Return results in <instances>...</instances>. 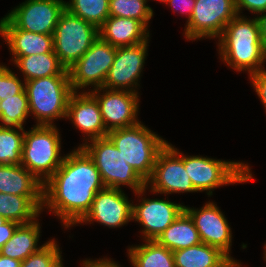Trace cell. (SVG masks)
<instances>
[{
  "label": "cell",
  "mask_w": 266,
  "mask_h": 267,
  "mask_svg": "<svg viewBox=\"0 0 266 267\" xmlns=\"http://www.w3.org/2000/svg\"><path fill=\"white\" fill-rule=\"evenodd\" d=\"M43 210V196L0 193V215L6 220L27 224L38 218Z\"/></svg>",
  "instance_id": "cell-22"
},
{
  "label": "cell",
  "mask_w": 266,
  "mask_h": 267,
  "mask_svg": "<svg viewBox=\"0 0 266 267\" xmlns=\"http://www.w3.org/2000/svg\"><path fill=\"white\" fill-rule=\"evenodd\" d=\"M81 265L82 267H121V265L119 266L116 262L106 257L99 260L86 259L85 261L83 260Z\"/></svg>",
  "instance_id": "cell-38"
},
{
  "label": "cell",
  "mask_w": 266,
  "mask_h": 267,
  "mask_svg": "<svg viewBox=\"0 0 266 267\" xmlns=\"http://www.w3.org/2000/svg\"><path fill=\"white\" fill-rule=\"evenodd\" d=\"M12 56H30L54 51L53 35L38 34L19 28H0Z\"/></svg>",
  "instance_id": "cell-20"
},
{
  "label": "cell",
  "mask_w": 266,
  "mask_h": 267,
  "mask_svg": "<svg viewBox=\"0 0 266 267\" xmlns=\"http://www.w3.org/2000/svg\"><path fill=\"white\" fill-rule=\"evenodd\" d=\"M65 9L99 28L109 17V0H69Z\"/></svg>",
  "instance_id": "cell-29"
},
{
  "label": "cell",
  "mask_w": 266,
  "mask_h": 267,
  "mask_svg": "<svg viewBox=\"0 0 266 267\" xmlns=\"http://www.w3.org/2000/svg\"><path fill=\"white\" fill-rule=\"evenodd\" d=\"M7 220L0 215V222H6Z\"/></svg>",
  "instance_id": "cell-44"
},
{
  "label": "cell",
  "mask_w": 266,
  "mask_h": 267,
  "mask_svg": "<svg viewBox=\"0 0 266 267\" xmlns=\"http://www.w3.org/2000/svg\"><path fill=\"white\" fill-rule=\"evenodd\" d=\"M107 137L145 182L153 174L157 154L167 143L141 121L132 127L108 131Z\"/></svg>",
  "instance_id": "cell-3"
},
{
  "label": "cell",
  "mask_w": 266,
  "mask_h": 267,
  "mask_svg": "<svg viewBox=\"0 0 266 267\" xmlns=\"http://www.w3.org/2000/svg\"><path fill=\"white\" fill-rule=\"evenodd\" d=\"M99 37L112 46L126 47L149 40L148 29L138 20L109 16L98 28Z\"/></svg>",
  "instance_id": "cell-19"
},
{
  "label": "cell",
  "mask_w": 266,
  "mask_h": 267,
  "mask_svg": "<svg viewBox=\"0 0 266 267\" xmlns=\"http://www.w3.org/2000/svg\"><path fill=\"white\" fill-rule=\"evenodd\" d=\"M25 91L36 125H54V119H66L68 101L73 93L69 75L29 80L25 82Z\"/></svg>",
  "instance_id": "cell-6"
},
{
  "label": "cell",
  "mask_w": 266,
  "mask_h": 267,
  "mask_svg": "<svg viewBox=\"0 0 266 267\" xmlns=\"http://www.w3.org/2000/svg\"><path fill=\"white\" fill-rule=\"evenodd\" d=\"M206 203L201 209L184 206V210L192 218L201 241L219 248L227 256H230L229 252L232 246L231 227L217 204L210 201Z\"/></svg>",
  "instance_id": "cell-16"
},
{
  "label": "cell",
  "mask_w": 266,
  "mask_h": 267,
  "mask_svg": "<svg viewBox=\"0 0 266 267\" xmlns=\"http://www.w3.org/2000/svg\"><path fill=\"white\" fill-rule=\"evenodd\" d=\"M24 135V128L0 126V165H21Z\"/></svg>",
  "instance_id": "cell-28"
},
{
  "label": "cell",
  "mask_w": 266,
  "mask_h": 267,
  "mask_svg": "<svg viewBox=\"0 0 266 267\" xmlns=\"http://www.w3.org/2000/svg\"><path fill=\"white\" fill-rule=\"evenodd\" d=\"M105 188L93 160L78 147L43 184V207L55 213L65 228L76 225L89 211L97 192Z\"/></svg>",
  "instance_id": "cell-1"
},
{
  "label": "cell",
  "mask_w": 266,
  "mask_h": 267,
  "mask_svg": "<svg viewBox=\"0 0 266 267\" xmlns=\"http://www.w3.org/2000/svg\"><path fill=\"white\" fill-rule=\"evenodd\" d=\"M85 138L86 142L78 147H81L93 160L104 186L115 189H121V185L129 186L133 193L142 198L149 188L147 183L125 162L112 141L108 137H103L90 140L88 143Z\"/></svg>",
  "instance_id": "cell-5"
},
{
  "label": "cell",
  "mask_w": 266,
  "mask_h": 267,
  "mask_svg": "<svg viewBox=\"0 0 266 267\" xmlns=\"http://www.w3.org/2000/svg\"><path fill=\"white\" fill-rule=\"evenodd\" d=\"M56 125H35L25 131L21 165L44 184L61 166V138Z\"/></svg>",
  "instance_id": "cell-4"
},
{
  "label": "cell",
  "mask_w": 266,
  "mask_h": 267,
  "mask_svg": "<svg viewBox=\"0 0 266 267\" xmlns=\"http://www.w3.org/2000/svg\"><path fill=\"white\" fill-rule=\"evenodd\" d=\"M216 267H241V264L237 262L231 256H227L219 265Z\"/></svg>",
  "instance_id": "cell-41"
},
{
  "label": "cell",
  "mask_w": 266,
  "mask_h": 267,
  "mask_svg": "<svg viewBox=\"0 0 266 267\" xmlns=\"http://www.w3.org/2000/svg\"><path fill=\"white\" fill-rule=\"evenodd\" d=\"M242 8L259 15L266 12V0H236L238 15L241 14Z\"/></svg>",
  "instance_id": "cell-35"
},
{
  "label": "cell",
  "mask_w": 266,
  "mask_h": 267,
  "mask_svg": "<svg viewBox=\"0 0 266 267\" xmlns=\"http://www.w3.org/2000/svg\"><path fill=\"white\" fill-rule=\"evenodd\" d=\"M148 41L116 48L115 59L103 88L138 93L135 89L139 86L138 79L147 56Z\"/></svg>",
  "instance_id": "cell-14"
},
{
  "label": "cell",
  "mask_w": 266,
  "mask_h": 267,
  "mask_svg": "<svg viewBox=\"0 0 266 267\" xmlns=\"http://www.w3.org/2000/svg\"><path fill=\"white\" fill-rule=\"evenodd\" d=\"M63 0H26L0 20V28H19L38 34L53 35L65 10Z\"/></svg>",
  "instance_id": "cell-9"
},
{
  "label": "cell",
  "mask_w": 266,
  "mask_h": 267,
  "mask_svg": "<svg viewBox=\"0 0 266 267\" xmlns=\"http://www.w3.org/2000/svg\"><path fill=\"white\" fill-rule=\"evenodd\" d=\"M0 193L43 196V184L22 165H0Z\"/></svg>",
  "instance_id": "cell-21"
},
{
  "label": "cell",
  "mask_w": 266,
  "mask_h": 267,
  "mask_svg": "<svg viewBox=\"0 0 266 267\" xmlns=\"http://www.w3.org/2000/svg\"><path fill=\"white\" fill-rule=\"evenodd\" d=\"M156 241L171 251L188 248L202 242L192 218L185 210L157 237Z\"/></svg>",
  "instance_id": "cell-25"
},
{
  "label": "cell",
  "mask_w": 266,
  "mask_h": 267,
  "mask_svg": "<svg viewBox=\"0 0 266 267\" xmlns=\"http://www.w3.org/2000/svg\"><path fill=\"white\" fill-rule=\"evenodd\" d=\"M249 77L252 87L255 88V91L266 110V70L264 69L257 73H253L249 75Z\"/></svg>",
  "instance_id": "cell-34"
},
{
  "label": "cell",
  "mask_w": 266,
  "mask_h": 267,
  "mask_svg": "<svg viewBox=\"0 0 266 267\" xmlns=\"http://www.w3.org/2000/svg\"><path fill=\"white\" fill-rule=\"evenodd\" d=\"M21 261L0 254V267H20Z\"/></svg>",
  "instance_id": "cell-40"
},
{
  "label": "cell",
  "mask_w": 266,
  "mask_h": 267,
  "mask_svg": "<svg viewBox=\"0 0 266 267\" xmlns=\"http://www.w3.org/2000/svg\"><path fill=\"white\" fill-rule=\"evenodd\" d=\"M133 202L122 189L104 188L97 192L87 214L77 223L98 222L109 228L121 227L132 221Z\"/></svg>",
  "instance_id": "cell-15"
},
{
  "label": "cell",
  "mask_w": 266,
  "mask_h": 267,
  "mask_svg": "<svg viewBox=\"0 0 266 267\" xmlns=\"http://www.w3.org/2000/svg\"><path fill=\"white\" fill-rule=\"evenodd\" d=\"M222 61L237 72L248 71L249 75L264 70L266 49L261 38L257 19L237 15L224 28L218 38Z\"/></svg>",
  "instance_id": "cell-2"
},
{
  "label": "cell",
  "mask_w": 266,
  "mask_h": 267,
  "mask_svg": "<svg viewBox=\"0 0 266 267\" xmlns=\"http://www.w3.org/2000/svg\"><path fill=\"white\" fill-rule=\"evenodd\" d=\"M99 37L98 28L65 9L53 34L54 53L68 70Z\"/></svg>",
  "instance_id": "cell-8"
},
{
  "label": "cell",
  "mask_w": 266,
  "mask_h": 267,
  "mask_svg": "<svg viewBox=\"0 0 266 267\" xmlns=\"http://www.w3.org/2000/svg\"><path fill=\"white\" fill-rule=\"evenodd\" d=\"M116 47L98 37L84 55L68 71L73 92L94 86L102 88L114 62Z\"/></svg>",
  "instance_id": "cell-11"
},
{
  "label": "cell",
  "mask_w": 266,
  "mask_h": 267,
  "mask_svg": "<svg viewBox=\"0 0 266 267\" xmlns=\"http://www.w3.org/2000/svg\"><path fill=\"white\" fill-rule=\"evenodd\" d=\"M19 225L17 222L10 220L0 222V249L13 236Z\"/></svg>",
  "instance_id": "cell-37"
},
{
  "label": "cell",
  "mask_w": 266,
  "mask_h": 267,
  "mask_svg": "<svg viewBox=\"0 0 266 267\" xmlns=\"http://www.w3.org/2000/svg\"><path fill=\"white\" fill-rule=\"evenodd\" d=\"M25 91V82L7 66L0 64V100H5Z\"/></svg>",
  "instance_id": "cell-33"
},
{
  "label": "cell",
  "mask_w": 266,
  "mask_h": 267,
  "mask_svg": "<svg viewBox=\"0 0 266 267\" xmlns=\"http://www.w3.org/2000/svg\"><path fill=\"white\" fill-rule=\"evenodd\" d=\"M265 248H264V260L266 261V244H264Z\"/></svg>",
  "instance_id": "cell-43"
},
{
  "label": "cell",
  "mask_w": 266,
  "mask_h": 267,
  "mask_svg": "<svg viewBox=\"0 0 266 267\" xmlns=\"http://www.w3.org/2000/svg\"><path fill=\"white\" fill-rule=\"evenodd\" d=\"M50 267H64L62 262V255Z\"/></svg>",
  "instance_id": "cell-42"
},
{
  "label": "cell",
  "mask_w": 266,
  "mask_h": 267,
  "mask_svg": "<svg viewBox=\"0 0 266 267\" xmlns=\"http://www.w3.org/2000/svg\"><path fill=\"white\" fill-rule=\"evenodd\" d=\"M129 261L133 267H175L173 251L156 240L128 248Z\"/></svg>",
  "instance_id": "cell-26"
},
{
  "label": "cell",
  "mask_w": 266,
  "mask_h": 267,
  "mask_svg": "<svg viewBox=\"0 0 266 267\" xmlns=\"http://www.w3.org/2000/svg\"><path fill=\"white\" fill-rule=\"evenodd\" d=\"M101 91L103 92L102 95L100 94ZM88 92L98 102L107 131L132 127L140 122L137 118L139 109L138 93L103 87Z\"/></svg>",
  "instance_id": "cell-13"
},
{
  "label": "cell",
  "mask_w": 266,
  "mask_h": 267,
  "mask_svg": "<svg viewBox=\"0 0 266 267\" xmlns=\"http://www.w3.org/2000/svg\"><path fill=\"white\" fill-rule=\"evenodd\" d=\"M66 118L88 140L107 137L108 131L104 126L97 100L89 92H73L69 98Z\"/></svg>",
  "instance_id": "cell-18"
},
{
  "label": "cell",
  "mask_w": 266,
  "mask_h": 267,
  "mask_svg": "<svg viewBox=\"0 0 266 267\" xmlns=\"http://www.w3.org/2000/svg\"><path fill=\"white\" fill-rule=\"evenodd\" d=\"M148 0H109V16L128 17L140 21L147 29L153 17V9L146 5Z\"/></svg>",
  "instance_id": "cell-31"
},
{
  "label": "cell",
  "mask_w": 266,
  "mask_h": 267,
  "mask_svg": "<svg viewBox=\"0 0 266 267\" xmlns=\"http://www.w3.org/2000/svg\"><path fill=\"white\" fill-rule=\"evenodd\" d=\"M140 204H133L132 220L143 227L145 240H156L157 237L180 215L184 205L164 199L142 198Z\"/></svg>",
  "instance_id": "cell-17"
},
{
  "label": "cell",
  "mask_w": 266,
  "mask_h": 267,
  "mask_svg": "<svg viewBox=\"0 0 266 267\" xmlns=\"http://www.w3.org/2000/svg\"><path fill=\"white\" fill-rule=\"evenodd\" d=\"M40 223L38 219L27 224H20L13 236L0 249V254L15 260L24 261L28 256L39 251ZM39 246V247H38Z\"/></svg>",
  "instance_id": "cell-23"
},
{
  "label": "cell",
  "mask_w": 266,
  "mask_h": 267,
  "mask_svg": "<svg viewBox=\"0 0 266 267\" xmlns=\"http://www.w3.org/2000/svg\"><path fill=\"white\" fill-rule=\"evenodd\" d=\"M184 168L195 190L207 191L209 196L213 189L220 186L246 183L253 179L250 167L242 162L184 155Z\"/></svg>",
  "instance_id": "cell-7"
},
{
  "label": "cell",
  "mask_w": 266,
  "mask_h": 267,
  "mask_svg": "<svg viewBox=\"0 0 266 267\" xmlns=\"http://www.w3.org/2000/svg\"><path fill=\"white\" fill-rule=\"evenodd\" d=\"M257 19L260 31V38L264 48L266 49V12L264 14L259 15V17H255Z\"/></svg>",
  "instance_id": "cell-39"
},
{
  "label": "cell",
  "mask_w": 266,
  "mask_h": 267,
  "mask_svg": "<svg viewBox=\"0 0 266 267\" xmlns=\"http://www.w3.org/2000/svg\"><path fill=\"white\" fill-rule=\"evenodd\" d=\"M175 267H216L227 255L203 242L173 251Z\"/></svg>",
  "instance_id": "cell-27"
},
{
  "label": "cell",
  "mask_w": 266,
  "mask_h": 267,
  "mask_svg": "<svg viewBox=\"0 0 266 267\" xmlns=\"http://www.w3.org/2000/svg\"><path fill=\"white\" fill-rule=\"evenodd\" d=\"M195 2L196 0H168L167 4L172 7L173 12L176 11L181 14L188 15L187 21H189L193 14Z\"/></svg>",
  "instance_id": "cell-36"
},
{
  "label": "cell",
  "mask_w": 266,
  "mask_h": 267,
  "mask_svg": "<svg viewBox=\"0 0 266 267\" xmlns=\"http://www.w3.org/2000/svg\"><path fill=\"white\" fill-rule=\"evenodd\" d=\"M146 183L153 194L197 192L184 168V155L168 142L157 154L153 174Z\"/></svg>",
  "instance_id": "cell-12"
},
{
  "label": "cell",
  "mask_w": 266,
  "mask_h": 267,
  "mask_svg": "<svg viewBox=\"0 0 266 267\" xmlns=\"http://www.w3.org/2000/svg\"><path fill=\"white\" fill-rule=\"evenodd\" d=\"M12 62L22 72L24 81L56 75H69L53 52L30 56H12Z\"/></svg>",
  "instance_id": "cell-24"
},
{
  "label": "cell",
  "mask_w": 266,
  "mask_h": 267,
  "mask_svg": "<svg viewBox=\"0 0 266 267\" xmlns=\"http://www.w3.org/2000/svg\"><path fill=\"white\" fill-rule=\"evenodd\" d=\"M30 115L26 91L5 100H0V126L23 127Z\"/></svg>",
  "instance_id": "cell-30"
},
{
  "label": "cell",
  "mask_w": 266,
  "mask_h": 267,
  "mask_svg": "<svg viewBox=\"0 0 266 267\" xmlns=\"http://www.w3.org/2000/svg\"><path fill=\"white\" fill-rule=\"evenodd\" d=\"M237 15L236 0H196L184 36L194 41L204 37L219 38L225 26Z\"/></svg>",
  "instance_id": "cell-10"
},
{
  "label": "cell",
  "mask_w": 266,
  "mask_h": 267,
  "mask_svg": "<svg viewBox=\"0 0 266 267\" xmlns=\"http://www.w3.org/2000/svg\"><path fill=\"white\" fill-rule=\"evenodd\" d=\"M61 251L55 239H51L36 253L21 261L20 267H50L60 256Z\"/></svg>",
  "instance_id": "cell-32"
},
{
  "label": "cell",
  "mask_w": 266,
  "mask_h": 267,
  "mask_svg": "<svg viewBox=\"0 0 266 267\" xmlns=\"http://www.w3.org/2000/svg\"><path fill=\"white\" fill-rule=\"evenodd\" d=\"M157 1L163 2V3H167L168 2V0H157Z\"/></svg>",
  "instance_id": "cell-45"
}]
</instances>
